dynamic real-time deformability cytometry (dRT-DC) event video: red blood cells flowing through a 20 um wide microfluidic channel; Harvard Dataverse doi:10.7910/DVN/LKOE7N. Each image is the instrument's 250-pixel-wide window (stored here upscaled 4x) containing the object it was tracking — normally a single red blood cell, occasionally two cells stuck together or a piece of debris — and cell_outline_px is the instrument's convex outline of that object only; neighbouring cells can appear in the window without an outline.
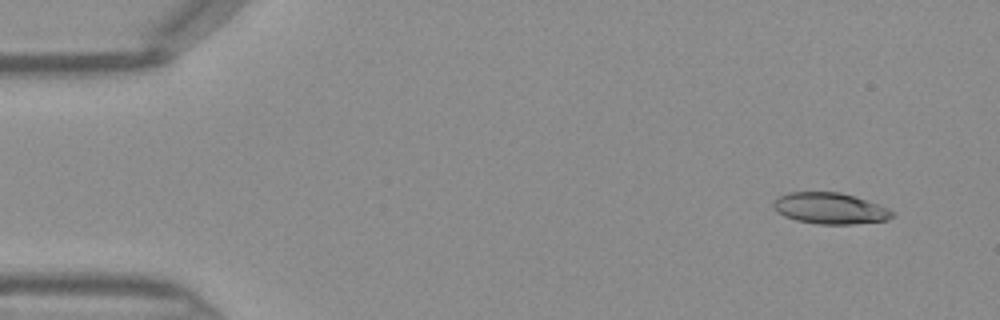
{"species": "Egyptian fruit bat (a non-hibernating species)", "species_latin": "Rousettus aegyptiacus", "temperature_condition": "warm", "stored_images_in_passage": 44, "camera_frame_rate_fps": 3000, "um_per_image_px": 0.085, "frame": {"image": 1, "passage_image": 2, "time_ms": 0.333, "image_size_px": [1000, 320], "cell_outline_px": [[896, 212], [888, 220], [852, 224], [816, 224], [796, 220], [784, 216], [772, 204], [780, 196], [788, 192], [840, 192], [888, 208]], "centroid_in_image_um": [70.57, 17.72], "position_along_channel_um": 14.4, "area_um2": 21.27}}
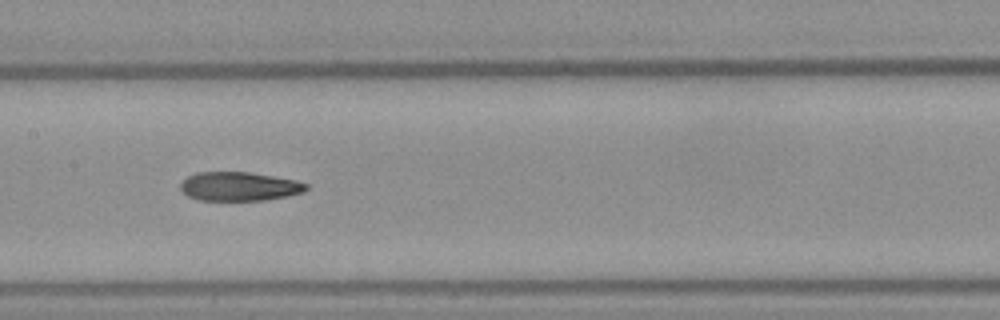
{"frame": {"image": 2, "passage_image": 21, "time_ms": 6.667, "image_size_px": [1000, 320], "cell_outline_px": [[308, 188], [304, 192], [288, 196], [264, 200], [200, 200], [188, 196], [180, 188], [180, 184], [188, 176], [196, 172], [248, 172], [296, 180], [308, 184]], "centroid_in_image_um": [20.35, 15.84], "position_along_channel_um": 187.0, "area_um2": 21.1}}
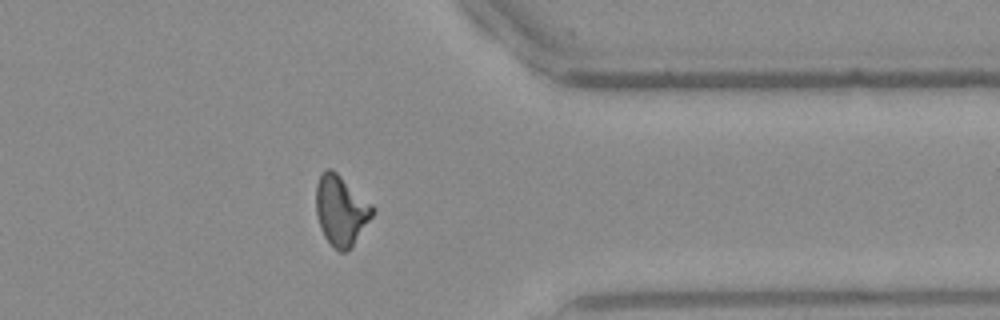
{"frame": {"image": 3, "passage_image": 35, "time_ms": 11.333, "image_size_px": [1000, 320], "cell_outline_px": [[376, 212], [352, 248], [344, 252], [340, 252], [332, 248], [324, 236], [320, 228], [316, 212], [316, 184], [324, 168], [332, 168], [372, 204]], "centroid_in_image_um": [28.99, 17.91], "position_along_channel_um": 382.4, "area_um2": 23.47}}